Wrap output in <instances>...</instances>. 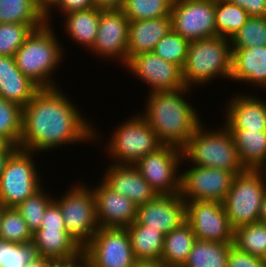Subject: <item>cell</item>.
<instances>
[{
  "label": "cell",
  "mask_w": 266,
  "mask_h": 267,
  "mask_svg": "<svg viewBox=\"0 0 266 267\" xmlns=\"http://www.w3.org/2000/svg\"><path fill=\"white\" fill-rule=\"evenodd\" d=\"M63 93L60 87L41 88L22 108L19 148L38 154L58 147L61 149L65 144L98 140L97 129Z\"/></svg>",
  "instance_id": "obj_1"
},
{
  "label": "cell",
  "mask_w": 266,
  "mask_h": 267,
  "mask_svg": "<svg viewBox=\"0 0 266 267\" xmlns=\"http://www.w3.org/2000/svg\"><path fill=\"white\" fill-rule=\"evenodd\" d=\"M191 89L185 86L176 91L153 92L146 98L145 111L139 114L163 145L182 149L202 123L197 108L185 99Z\"/></svg>",
  "instance_id": "obj_2"
},
{
  "label": "cell",
  "mask_w": 266,
  "mask_h": 267,
  "mask_svg": "<svg viewBox=\"0 0 266 267\" xmlns=\"http://www.w3.org/2000/svg\"><path fill=\"white\" fill-rule=\"evenodd\" d=\"M55 33L52 24L45 23L32 31L14 55L18 69L40 88L59 86L52 76L64 61V47Z\"/></svg>",
  "instance_id": "obj_3"
},
{
  "label": "cell",
  "mask_w": 266,
  "mask_h": 267,
  "mask_svg": "<svg viewBox=\"0 0 266 267\" xmlns=\"http://www.w3.org/2000/svg\"><path fill=\"white\" fill-rule=\"evenodd\" d=\"M231 39L215 36L189 41L182 76L186 87L206 85L218 78L231 79Z\"/></svg>",
  "instance_id": "obj_4"
},
{
  "label": "cell",
  "mask_w": 266,
  "mask_h": 267,
  "mask_svg": "<svg viewBox=\"0 0 266 267\" xmlns=\"http://www.w3.org/2000/svg\"><path fill=\"white\" fill-rule=\"evenodd\" d=\"M221 126L208 130L201 123L182 148L183 159L189 165L224 169L237 175L246 168L239 158L233 135L225 125Z\"/></svg>",
  "instance_id": "obj_5"
},
{
  "label": "cell",
  "mask_w": 266,
  "mask_h": 267,
  "mask_svg": "<svg viewBox=\"0 0 266 267\" xmlns=\"http://www.w3.org/2000/svg\"><path fill=\"white\" fill-rule=\"evenodd\" d=\"M266 193V169H246L238 173L222 202L231 226L236 229L259 220Z\"/></svg>",
  "instance_id": "obj_6"
},
{
  "label": "cell",
  "mask_w": 266,
  "mask_h": 267,
  "mask_svg": "<svg viewBox=\"0 0 266 267\" xmlns=\"http://www.w3.org/2000/svg\"><path fill=\"white\" fill-rule=\"evenodd\" d=\"M108 140L105 151L120 165H134L163 145L139 112L115 127Z\"/></svg>",
  "instance_id": "obj_7"
},
{
  "label": "cell",
  "mask_w": 266,
  "mask_h": 267,
  "mask_svg": "<svg viewBox=\"0 0 266 267\" xmlns=\"http://www.w3.org/2000/svg\"><path fill=\"white\" fill-rule=\"evenodd\" d=\"M85 184L70 186L69 190L54 201L59 205L65 229L83 249L99 228L92 188Z\"/></svg>",
  "instance_id": "obj_8"
},
{
  "label": "cell",
  "mask_w": 266,
  "mask_h": 267,
  "mask_svg": "<svg viewBox=\"0 0 266 267\" xmlns=\"http://www.w3.org/2000/svg\"><path fill=\"white\" fill-rule=\"evenodd\" d=\"M34 153L18 147L7 160L0 176V203L5 207H17L44 186Z\"/></svg>",
  "instance_id": "obj_9"
},
{
  "label": "cell",
  "mask_w": 266,
  "mask_h": 267,
  "mask_svg": "<svg viewBox=\"0 0 266 267\" xmlns=\"http://www.w3.org/2000/svg\"><path fill=\"white\" fill-rule=\"evenodd\" d=\"M183 163L182 149L172 145H162L141 158L134 166L157 195H170L180 193L179 171Z\"/></svg>",
  "instance_id": "obj_10"
},
{
  "label": "cell",
  "mask_w": 266,
  "mask_h": 267,
  "mask_svg": "<svg viewBox=\"0 0 266 267\" xmlns=\"http://www.w3.org/2000/svg\"><path fill=\"white\" fill-rule=\"evenodd\" d=\"M82 252L87 267H134L137 261L126 228L99 227Z\"/></svg>",
  "instance_id": "obj_11"
},
{
  "label": "cell",
  "mask_w": 266,
  "mask_h": 267,
  "mask_svg": "<svg viewBox=\"0 0 266 267\" xmlns=\"http://www.w3.org/2000/svg\"><path fill=\"white\" fill-rule=\"evenodd\" d=\"M181 170L180 196L185 201H218L223 202L232 186L236 176L232 171L199 167L196 165L187 166Z\"/></svg>",
  "instance_id": "obj_12"
},
{
  "label": "cell",
  "mask_w": 266,
  "mask_h": 267,
  "mask_svg": "<svg viewBox=\"0 0 266 267\" xmlns=\"http://www.w3.org/2000/svg\"><path fill=\"white\" fill-rule=\"evenodd\" d=\"M172 30L188 41L217 36L215 0H174Z\"/></svg>",
  "instance_id": "obj_13"
},
{
  "label": "cell",
  "mask_w": 266,
  "mask_h": 267,
  "mask_svg": "<svg viewBox=\"0 0 266 267\" xmlns=\"http://www.w3.org/2000/svg\"><path fill=\"white\" fill-rule=\"evenodd\" d=\"M186 222L197 240L233 243L234 228L218 201H186Z\"/></svg>",
  "instance_id": "obj_14"
},
{
  "label": "cell",
  "mask_w": 266,
  "mask_h": 267,
  "mask_svg": "<svg viewBox=\"0 0 266 267\" xmlns=\"http://www.w3.org/2000/svg\"><path fill=\"white\" fill-rule=\"evenodd\" d=\"M146 83L148 92L176 91L185 87L182 68L179 65L167 62L154 52L142 53L131 57L124 66Z\"/></svg>",
  "instance_id": "obj_15"
},
{
  "label": "cell",
  "mask_w": 266,
  "mask_h": 267,
  "mask_svg": "<svg viewBox=\"0 0 266 267\" xmlns=\"http://www.w3.org/2000/svg\"><path fill=\"white\" fill-rule=\"evenodd\" d=\"M129 23L122 9H100L97 38L89 51L102 59H117V63L120 61L124 67L127 64Z\"/></svg>",
  "instance_id": "obj_16"
},
{
  "label": "cell",
  "mask_w": 266,
  "mask_h": 267,
  "mask_svg": "<svg viewBox=\"0 0 266 267\" xmlns=\"http://www.w3.org/2000/svg\"><path fill=\"white\" fill-rule=\"evenodd\" d=\"M136 222L165 235L186 222V201L179 193L157 195L146 204L137 206Z\"/></svg>",
  "instance_id": "obj_17"
},
{
  "label": "cell",
  "mask_w": 266,
  "mask_h": 267,
  "mask_svg": "<svg viewBox=\"0 0 266 267\" xmlns=\"http://www.w3.org/2000/svg\"><path fill=\"white\" fill-rule=\"evenodd\" d=\"M98 225L101 228H126L137 219V205L113 191L102 180L93 186Z\"/></svg>",
  "instance_id": "obj_18"
},
{
  "label": "cell",
  "mask_w": 266,
  "mask_h": 267,
  "mask_svg": "<svg viewBox=\"0 0 266 267\" xmlns=\"http://www.w3.org/2000/svg\"><path fill=\"white\" fill-rule=\"evenodd\" d=\"M106 169L100 180L113 191L130 199L135 205L146 204L157 196L134 165L110 163Z\"/></svg>",
  "instance_id": "obj_19"
},
{
  "label": "cell",
  "mask_w": 266,
  "mask_h": 267,
  "mask_svg": "<svg viewBox=\"0 0 266 267\" xmlns=\"http://www.w3.org/2000/svg\"><path fill=\"white\" fill-rule=\"evenodd\" d=\"M243 95V96H242ZM225 108L228 129L266 130V100L251 94H237Z\"/></svg>",
  "instance_id": "obj_20"
},
{
  "label": "cell",
  "mask_w": 266,
  "mask_h": 267,
  "mask_svg": "<svg viewBox=\"0 0 266 267\" xmlns=\"http://www.w3.org/2000/svg\"><path fill=\"white\" fill-rule=\"evenodd\" d=\"M231 51L230 80L266 89V46Z\"/></svg>",
  "instance_id": "obj_21"
},
{
  "label": "cell",
  "mask_w": 266,
  "mask_h": 267,
  "mask_svg": "<svg viewBox=\"0 0 266 267\" xmlns=\"http://www.w3.org/2000/svg\"><path fill=\"white\" fill-rule=\"evenodd\" d=\"M40 89L18 69L13 56L0 55V97L23 108Z\"/></svg>",
  "instance_id": "obj_22"
},
{
  "label": "cell",
  "mask_w": 266,
  "mask_h": 267,
  "mask_svg": "<svg viewBox=\"0 0 266 267\" xmlns=\"http://www.w3.org/2000/svg\"><path fill=\"white\" fill-rule=\"evenodd\" d=\"M35 255L53 260H68L82 253V248L65 227H40L33 233Z\"/></svg>",
  "instance_id": "obj_23"
},
{
  "label": "cell",
  "mask_w": 266,
  "mask_h": 267,
  "mask_svg": "<svg viewBox=\"0 0 266 267\" xmlns=\"http://www.w3.org/2000/svg\"><path fill=\"white\" fill-rule=\"evenodd\" d=\"M172 30L171 15L129 23L128 60L142 53L153 52L156 44Z\"/></svg>",
  "instance_id": "obj_24"
},
{
  "label": "cell",
  "mask_w": 266,
  "mask_h": 267,
  "mask_svg": "<svg viewBox=\"0 0 266 267\" xmlns=\"http://www.w3.org/2000/svg\"><path fill=\"white\" fill-rule=\"evenodd\" d=\"M246 169H266V130L229 129Z\"/></svg>",
  "instance_id": "obj_25"
},
{
  "label": "cell",
  "mask_w": 266,
  "mask_h": 267,
  "mask_svg": "<svg viewBox=\"0 0 266 267\" xmlns=\"http://www.w3.org/2000/svg\"><path fill=\"white\" fill-rule=\"evenodd\" d=\"M64 15L66 21L63 27L67 35L84 49L91 50L97 38L100 8L72 11Z\"/></svg>",
  "instance_id": "obj_26"
},
{
  "label": "cell",
  "mask_w": 266,
  "mask_h": 267,
  "mask_svg": "<svg viewBox=\"0 0 266 267\" xmlns=\"http://www.w3.org/2000/svg\"><path fill=\"white\" fill-rule=\"evenodd\" d=\"M196 240L193 229L184 222L177 229L165 234L161 260L168 267H183Z\"/></svg>",
  "instance_id": "obj_27"
},
{
  "label": "cell",
  "mask_w": 266,
  "mask_h": 267,
  "mask_svg": "<svg viewBox=\"0 0 266 267\" xmlns=\"http://www.w3.org/2000/svg\"><path fill=\"white\" fill-rule=\"evenodd\" d=\"M136 260L161 259L165 235L136 221L126 227Z\"/></svg>",
  "instance_id": "obj_28"
},
{
  "label": "cell",
  "mask_w": 266,
  "mask_h": 267,
  "mask_svg": "<svg viewBox=\"0 0 266 267\" xmlns=\"http://www.w3.org/2000/svg\"><path fill=\"white\" fill-rule=\"evenodd\" d=\"M233 243L196 240L183 267H227Z\"/></svg>",
  "instance_id": "obj_29"
},
{
  "label": "cell",
  "mask_w": 266,
  "mask_h": 267,
  "mask_svg": "<svg viewBox=\"0 0 266 267\" xmlns=\"http://www.w3.org/2000/svg\"><path fill=\"white\" fill-rule=\"evenodd\" d=\"M249 14L240 6L226 0H215L217 36L232 38L245 25Z\"/></svg>",
  "instance_id": "obj_30"
},
{
  "label": "cell",
  "mask_w": 266,
  "mask_h": 267,
  "mask_svg": "<svg viewBox=\"0 0 266 267\" xmlns=\"http://www.w3.org/2000/svg\"><path fill=\"white\" fill-rule=\"evenodd\" d=\"M0 23L45 24L35 0H0Z\"/></svg>",
  "instance_id": "obj_31"
},
{
  "label": "cell",
  "mask_w": 266,
  "mask_h": 267,
  "mask_svg": "<svg viewBox=\"0 0 266 267\" xmlns=\"http://www.w3.org/2000/svg\"><path fill=\"white\" fill-rule=\"evenodd\" d=\"M233 245L250 255L266 256V223L257 221L234 229Z\"/></svg>",
  "instance_id": "obj_32"
},
{
  "label": "cell",
  "mask_w": 266,
  "mask_h": 267,
  "mask_svg": "<svg viewBox=\"0 0 266 267\" xmlns=\"http://www.w3.org/2000/svg\"><path fill=\"white\" fill-rule=\"evenodd\" d=\"M174 0H124L122 10L129 21L170 16Z\"/></svg>",
  "instance_id": "obj_33"
},
{
  "label": "cell",
  "mask_w": 266,
  "mask_h": 267,
  "mask_svg": "<svg viewBox=\"0 0 266 267\" xmlns=\"http://www.w3.org/2000/svg\"><path fill=\"white\" fill-rule=\"evenodd\" d=\"M0 239L19 244L32 243L33 234L15 207L4 208L0 224Z\"/></svg>",
  "instance_id": "obj_34"
},
{
  "label": "cell",
  "mask_w": 266,
  "mask_h": 267,
  "mask_svg": "<svg viewBox=\"0 0 266 267\" xmlns=\"http://www.w3.org/2000/svg\"><path fill=\"white\" fill-rule=\"evenodd\" d=\"M266 46V16H250L245 25L231 38V49Z\"/></svg>",
  "instance_id": "obj_35"
},
{
  "label": "cell",
  "mask_w": 266,
  "mask_h": 267,
  "mask_svg": "<svg viewBox=\"0 0 266 267\" xmlns=\"http://www.w3.org/2000/svg\"><path fill=\"white\" fill-rule=\"evenodd\" d=\"M44 24L0 23V55L13 56L33 30Z\"/></svg>",
  "instance_id": "obj_36"
},
{
  "label": "cell",
  "mask_w": 266,
  "mask_h": 267,
  "mask_svg": "<svg viewBox=\"0 0 266 267\" xmlns=\"http://www.w3.org/2000/svg\"><path fill=\"white\" fill-rule=\"evenodd\" d=\"M22 134V107L0 97V135L19 147Z\"/></svg>",
  "instance_id": "obj_37"
},
{
  "label": "cell",
  "mask_w": 266,
  "mask_h": 267,
  "mask_svg": "<svg viewBox=\"0 0 266 267\" xmlns=\"http://www.w3.org/2000/svg\"><path fill=\"white\" fill-rule=\"evenodd\" d=\"M53 200V196L47 194L42 187L34 195L26 198L15 207L26 221L32 234L41 227L45 210Z\"/></svg>",
  "instance_id": "obj_38"
},
{
  "label": "cell",
  "mask_w": 266,
  "mask_h": 267,
  "mask_svg": "<svg viewBox=\"0 0 266 267\" xmlns=\"http://www.w3.org/2000/svg\"><path fill=\"white\" fill-rule=\"evenodd\" d=\"M189 41L171 30L155 46L154 53L167 62L183 68Z\"/></svg>",
  "instance_id": "obj_39"
},
{
  "label": "cell",
  "mask_w": 266,
  "mask_h": 267,
  "mask_svg": "<svg viewBox=\"0 0 266 267\" xmlns=\"http://www.w3.org/2000/svg\"><path fill=\"white\" fill-rule=\"evenodd\" d=\"M35 255L33 244H19L0 239V267H25Z\"/></svg>",
  "instance_id": "obj_40"
},
{
  "label": "cell",
  "mask_w": 266,
  "mask_h": 267,
  "mask_svg": "<svg viewBox=\"0 0 266 267\" xmlns=\"http://www.w3.org/2000/svg\"><path fill=\"white\" fill-rule=\"evenodd\" d=\"M227 267H266L264 258L250 255L231 246L227 257Z\"/></svg>",
  "instance_id": "obj_41"
},
{
  "label": "cell",
  "mask_w": 266,
  "mask_h": 267,
  "mask_svg": "<svg viewBox=\"0 0 266 267\" xmlns=\"http://www.w3.org/2000/svg\"><path fill=\"white\" fill-rule=\"evenodd\" d=\"M41 227H65L59 205L53 200L45 210Z\"/></svg>",
  "instance_id": "obj_42"
},
{
  "label": "cell",
  "mask_w": 266,
  "mask_h": 267,
  "mask_svg": "<svg viewBox=\"0 0 266 267\" xmlns=\"http://www.w3.org/2000/svg\"><path fill=\"white\" fill-rule=\"evenodd\" d=\"M242 7L249 16H266V0H226Z\"/></svg>",
  "instance_id": "obj_43"
},
{
  "label": "cell",
  "mask_w": 266,
  "mask_h": 267,
  "mask_svg": "<svg viewBox=\"0 0 266 267\" xmlns=\"http://www.w3.org/2000/svg\"><path fill=\"white\" fill-rule=\"evenodd\" d=\"M95 7L94 0H62L57 11L61 16L72 11L87 10ZM62 12V13H61Z\"/></svg>",
  "instance_id": "obj_44"
},
{
  "label": "cell",
  "mask_w": 266,
  "mask_h": 267,
  "mask_svg": "<svg viewBox=\"0 0 266 267\" xmlns=\"http://www.w3.org/2000/svg\"><path fill=\"white\" fill-rule=\"evenodd\" d=\"M62 0H35L39 12L45 17L46 23L50 24L53 9L59 6ZM55 7V8H54Z\"/></svg>",
  "instance_id": "obj_45"
},
{
  "label": "cell",
  "mask_w": 266,
  "mask_h": 267,
  "mask_svg": "<svg viewBox=\"0 0 266 267\" xmlns=\"http://www.w3.org/2000/svg\"><path fill=\"white\" fill-rule=\"evenodd\" d=\"M50 267H87V259L82 252L78 256L68 260H53Z\"/></svg>",
  "instance_id": "obj_46"
},
{
  "label": "cell",
  "mask_w": 266,
  "mask_h": 267,
  "mask_svg": "<svg viewBox=\"0 0 266 267\" xmlns=\"http://www.w3.org/2000/svg\"><path fill=\"white\" fill-rule=\"evenodd\" d=\"M94 3L100 9H122L124 0H94Z\"/></svg>",
  "instance_id": "obj_47"
},
{
  "label": "cell",
  "mask_w": 266,
  "mask_h": 267,
  "mask_svg": "<svg viewBox=\"0 0 266 267\" xmlns=\"http://www.w3.org/2000/svg\"><path fill=\"white\" fill-rule=\"evenodd\" d=\"M53 259L34 255L25 267H50Z\"/></svg>",
  "instance_id": "obj_48"
},
{
  "label": "cell",
  "mask_w": 266,
  "mask_h": 267,
  "mask_svg": "<svg viewBox=\"0 0 266 267\" xmlns=\"http://www.w3.org/2000/svg\"><path fill=\"white\" fill-rule=\"evenodd\" d=\"M134 267H168L161 259L137 260Z\"/></svg>",
  "instance_id": "obj_49"
},
{
  "label": "cell",
  "mask_w": 266,
  "mask_h": 267,
  "mask_svg": "<svg viewBox=\"0 0 266 267\" xmlns=\"http://www.w3.org/2000/svg\"><path fill=\"white\" fill-rule=\"evenodd\" d=\"M17 148L7 138L0 135V152H14Z\"/></svg>",
  "instance_id": "obj_50"
},
{
  "label": "cell",
  "mask_w": 266,
  "mask_h": 267,
  "mask_svg": "<svg viewBox=\"0 0 266 267\" xmlns=\"http://www.w3.org/2000/svg\"><path fill=\"white\" fill-rule=\"evenodd\" d=\"M13 152H0V176L4 171L7 160L10 158Z\"/></svg>",
  "instance_id": "obj_51"
},
{
  "label": "cell",
  "mask_w": 266,
  "mask_h": 267,
  "mask_svg": "<svg viewBox=\"0 0 266 267\" xmlns=\"http://www.w3.org/2000/svg\"><path fill=\"white\" fill-rule=\"evenodd\" d=\"M258 221L266 223V193L263 197Z\"/></svg>",
  "instance_id": "obj_52"
},
{
  "label": "cell",
  "mask_w": 266,
  "mask_h": 267,
  "mask_svg": "<svg viewBox=\"0 0 266 267\" xmlns=\"http://www.w3.org/2000/svg\"><path fill=\"white\" fill-rule=\"evenodd\" d=\"M4 208H5V206L2 203H0V224H1V218L3 215Z\"/></svg>",
  "instance_id": "obj_53"
}]
</instances>
